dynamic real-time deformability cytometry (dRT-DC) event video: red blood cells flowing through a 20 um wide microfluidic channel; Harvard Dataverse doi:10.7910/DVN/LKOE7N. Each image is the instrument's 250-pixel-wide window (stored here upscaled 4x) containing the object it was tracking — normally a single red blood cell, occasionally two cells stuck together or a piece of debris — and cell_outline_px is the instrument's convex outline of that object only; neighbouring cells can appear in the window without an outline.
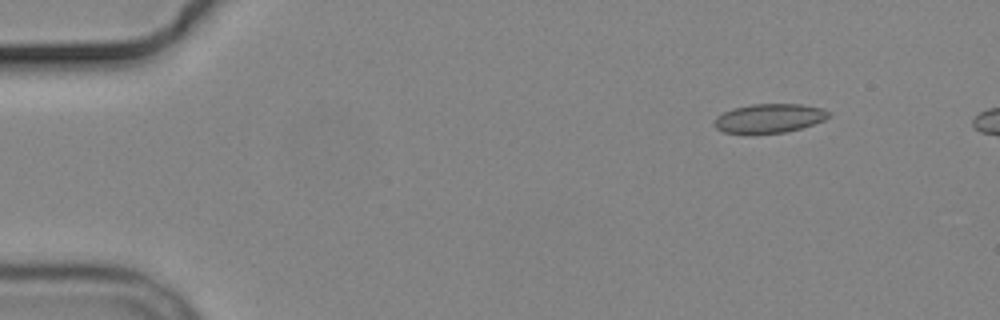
{"species": "common noctule bat (a hibernating species)", "species_latin": "Nyctalus noctula", "temperature_condition": "cold", "stored_images_in_passage": 7, "segment_of_instrument_passage": [1, 2], "camera_frame_rate_fps": 3000, "um_per_image_px": 0.085, "animal": {"sex": "male", "body_mass_g": 19.2, "forearm_length_mm": 51.8}, "frame": {"image": 1, "passage_image": 2, "time_ms": 1.333, "image_size_px": [1000, 320], "cell_outline_px": [[832, 116], [824, 120], [800, 128], [784, 132], [752, 136], [744, 136], [724, 132], [716, 128], [712, 124], [716, 116], [732, 108], [752, 104], [800, 104], [820, 108], [832, 112]], "centroid_in_image_um": [65.32, 10.09], "position_along_channel_um": 19.7, "area_um2": 20.06}}
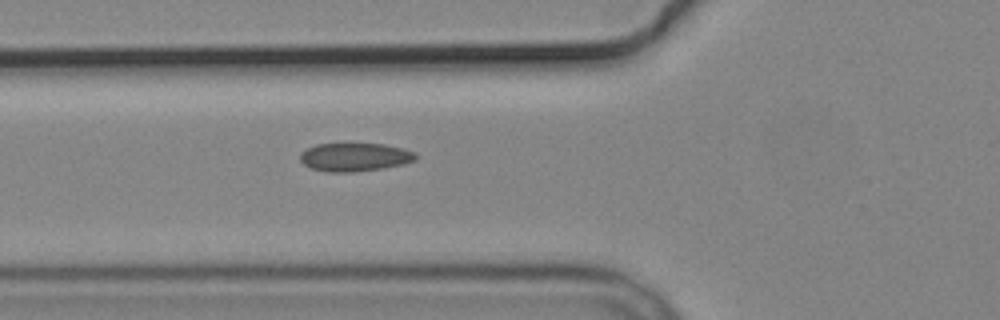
{"frame": {"image": 2, "passage_image": 6, "time_ms": 6.0, "image_size_px": [1000, 320], "cell_outline_px": [[416, 160], [404, 164], [384, 168], [352, 172], [324, 172], [312, 168], [304, 164], [300, 160], [300, 152], [316, 144], [384, 144], [404, 148], [416, 152]], "centroid_in_image_um": [30.17, 13.35], "position_along_channel_um": 95.6, "area_um2": 19.19}}